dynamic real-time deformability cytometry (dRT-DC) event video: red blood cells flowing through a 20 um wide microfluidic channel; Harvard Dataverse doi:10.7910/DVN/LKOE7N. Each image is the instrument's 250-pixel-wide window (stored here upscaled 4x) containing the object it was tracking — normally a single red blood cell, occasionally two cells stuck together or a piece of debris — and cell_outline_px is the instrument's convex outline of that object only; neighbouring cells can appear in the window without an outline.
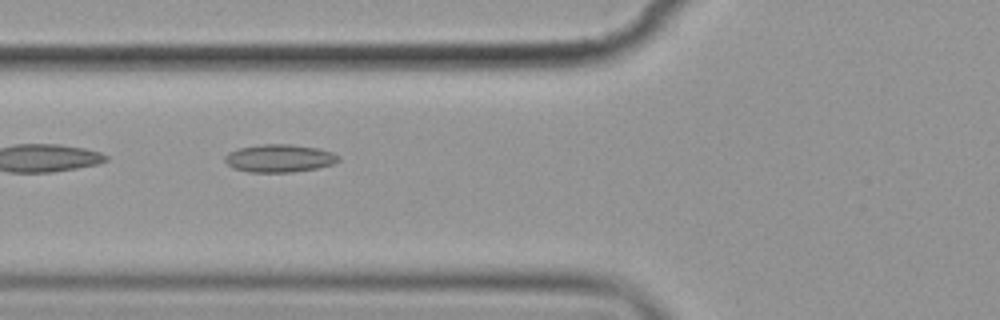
{"species": "common noctule bat (a hibernating species)", "species_latin": "Nyctalus noctula", "temperature_condition": "cold", "stored_images_in_passage": 6, "camera_frame_rate_fps": 3000, "um_per_image_px": 0.085, "animal": {"sex": "female", "body_mass_g": 19.9}, "frame": {"image": 1, "passage_image": 5, "time_ms": 4.667, "image_size_px": [1000, 320], "cell_outline_px": [[340, 160], [332, 164], [316, 168], [292, 172], [248, 172], [232, 168], [224, 160], [224, 156], [228, 152], [240, 148], [260, 144], [292, 144], [316, 148], [332, 152], [340, 156]], "centroid_in_image_um": [23.73, 13.45], "position_along_channel_um": 102.1, "area_um2": 18.44}}